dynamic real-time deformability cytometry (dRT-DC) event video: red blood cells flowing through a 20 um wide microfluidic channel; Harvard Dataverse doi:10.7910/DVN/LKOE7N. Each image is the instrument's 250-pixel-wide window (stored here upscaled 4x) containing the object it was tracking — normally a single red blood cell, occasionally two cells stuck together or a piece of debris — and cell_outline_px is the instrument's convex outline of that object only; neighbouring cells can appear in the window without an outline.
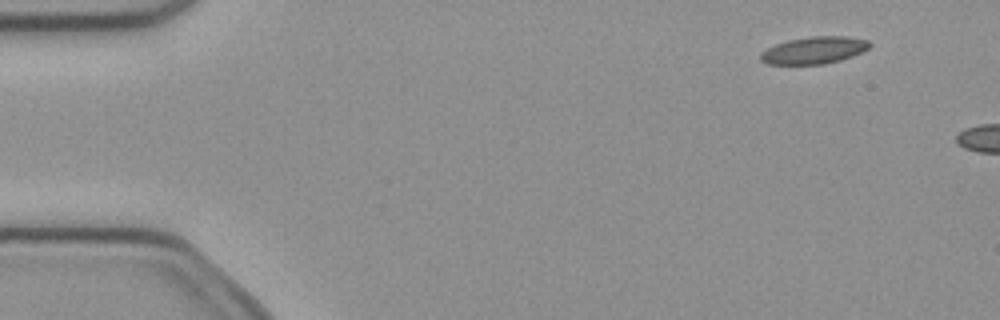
{"species": "common noctule bat (a hibernating species)", "species_latin": "Nyctalus noctula", "temperature_condition": "cold", "stored_images_in_passage": 2, "camera_frame_rate_fps": 3000, "um_per_image_px": 0.085, "animal": {"sex": "female", "body_mass_g": 21.9}, "frame": {"image": 1, "passage_image": 1, "time_ms": 0.0, "image_size_px": [1000, 320], "cell_outline_px": [[872, 44], [868, 48], [852, 56], [840, 60], [824, 64], [768, 64], [760, 60], [760, 52], [776, 44], [788, 40], [812, 36], [848, 36], [868, 40]], "centroid_in_image_um": [69.19, 4.26], "position_along_channel_um": 15.8, "area_um2": 17.17}}